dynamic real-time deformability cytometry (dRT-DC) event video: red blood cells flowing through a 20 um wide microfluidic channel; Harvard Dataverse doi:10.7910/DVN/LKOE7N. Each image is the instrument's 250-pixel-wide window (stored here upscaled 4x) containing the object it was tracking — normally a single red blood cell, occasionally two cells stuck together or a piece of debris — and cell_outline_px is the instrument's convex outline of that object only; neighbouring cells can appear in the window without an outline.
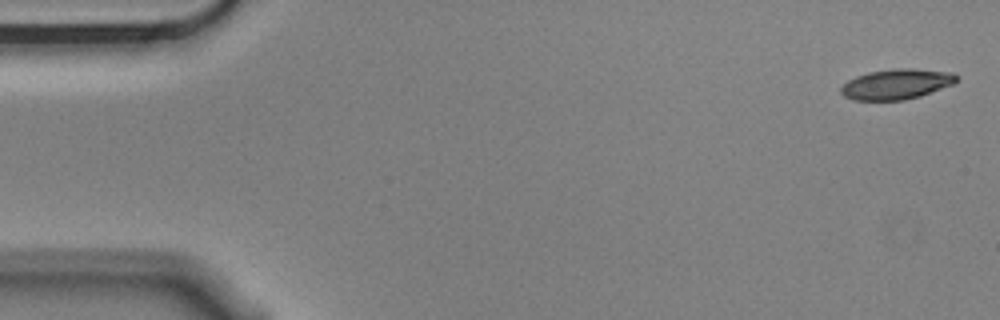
{"species": "Egyptian fruit bat (a non-hibernating species)", "species_latin": "Rousettus aegyptiacus", "temperature_condition": "cold", "stored_images_in_passage": 3, "camera_frame_rate_fps": 3000, "um_per_image_px": 0.085, "animal": {"sex": "male"}, "frame": {"image": 1, "passage_image": 1, "time_ms": 0.0, "image_size_px": [1000, 320], "cell_outline_px": [[960, 76], [952, 84], [920, 96], [904, 100], [852, 100], [844, 96], [840, 92], [840, 88], [848, 80], [856, 76], [868, 72], [900, 68], [912, 68], [952, 72]], "centroid_in_image_um": [76.19, 7.15], "position_along_channel_um": 8.8, "area_um2": 20.35}}